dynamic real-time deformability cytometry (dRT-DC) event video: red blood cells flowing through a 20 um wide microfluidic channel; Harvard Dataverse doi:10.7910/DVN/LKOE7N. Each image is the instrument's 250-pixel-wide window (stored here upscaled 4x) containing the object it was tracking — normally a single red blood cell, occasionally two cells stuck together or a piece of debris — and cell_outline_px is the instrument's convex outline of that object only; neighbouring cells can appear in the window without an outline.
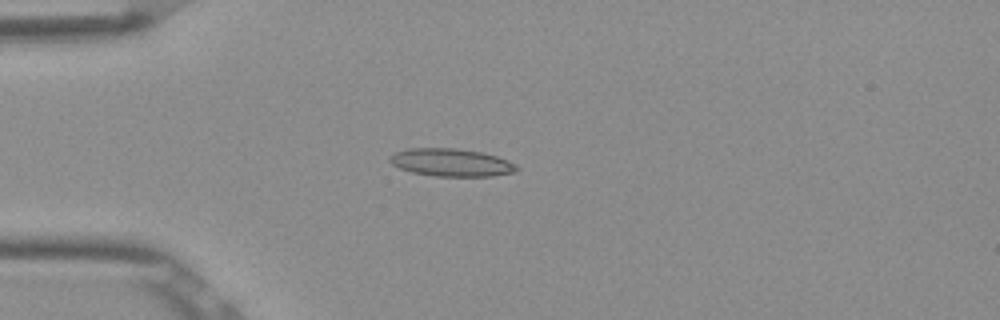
{"species": "Egyptian fruit bat (a non-hibernating species)", "species_latin": "Rousettus aegyptiacus", "temperature_condition": "room temperature", "stored_images_in_passage": 4, "camera_frame_rate_fps": 3000, "um_per_image_px": 0.085, "frame": {"image": 1, "passage_image": 3, "time_ms": 0.667, "image_size_px": [1000, 320], "cell_outline_px": [[520, 168], [512, 172], [492, 176], [436, 176], [412, 172], [400, 168], [392, 164], [388, 160], [388, 156], [396, 152], [408, 148], [452, 148], [480, 152], [496, 156], [508, 160], [516, 164]], "centroid_in_image_um": [38.33, 13.81], "position_along_channel_um": 46.7, "area_um2": 20.4}}